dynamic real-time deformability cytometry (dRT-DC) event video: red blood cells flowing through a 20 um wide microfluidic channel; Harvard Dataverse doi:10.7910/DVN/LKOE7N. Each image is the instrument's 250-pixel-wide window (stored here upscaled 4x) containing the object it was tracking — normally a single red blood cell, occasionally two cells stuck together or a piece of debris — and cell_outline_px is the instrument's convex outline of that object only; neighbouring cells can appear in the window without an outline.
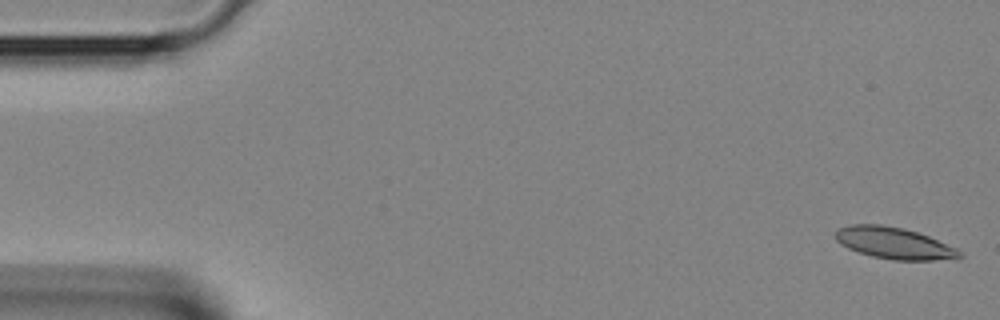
{"species": "Egyptian fruit bat (a non-hibernating species)", "species_latin": "Rousettus aegyptiacus", "temperature_condition": "room temperature", "stored_images_in_passage": 9, "camera_frame_rate_fps": 3000, "um_per_image_px": 0.085, "animal": {"sex": "female"}, "frame": {"image": 1, "passage_image": 1, "time_ms": 0.0, "image_size_px": [1000, 320], "cell_outline_px": [[964, 256], [960, 260], [892, 260], [872, 256], [848, 248], [840, 244], [836, 240], [836, 228], [852, 224], [880, 224], [904, 228], [928, 236], [956, 248]], "centroid_in_image_um": [76.03, 20.67], "position_along_channel_um": 9.0, "area_um2": 23.0}}